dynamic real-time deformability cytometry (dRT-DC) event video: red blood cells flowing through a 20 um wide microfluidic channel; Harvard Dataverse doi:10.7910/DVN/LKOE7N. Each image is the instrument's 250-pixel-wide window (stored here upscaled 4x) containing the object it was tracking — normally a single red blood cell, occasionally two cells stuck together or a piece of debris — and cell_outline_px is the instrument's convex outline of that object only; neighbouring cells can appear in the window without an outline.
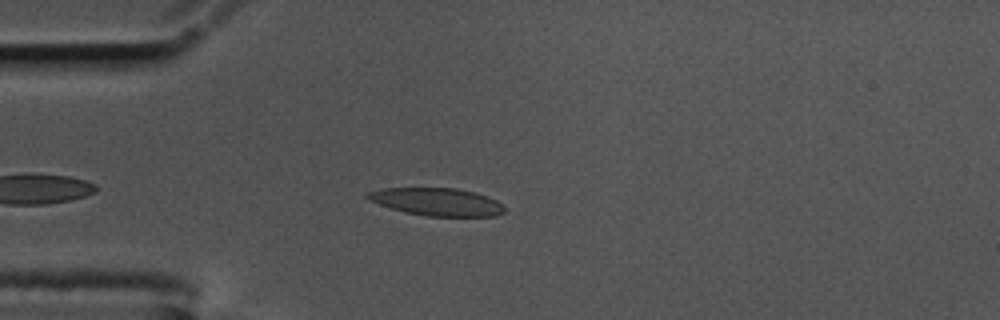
{"species": "common noctule bat (a hibernating species)", "species_latin": "Nyctalus noctula", "temperature_condition": "cold", "stored_images_in_passage": 41, "camera_frame_rate_fps": 3000, "um_per_image_px": 0.085, "animal": {"sex": "male", "body_mass_g": 17.5, "forearm_length_mm": 52.3}, "frame": {"image": 1, "passage_image": 7, "time_ms": 2.0, "image_size_px": [1000, 320], "cell_outline_px": [[504, 212], [496, 216], [428, 216], [404, 212], [368, 200], [364, 196], [368, 192], [384, 188], [456, 188], [476, 192], [488, 196], [504, 204]], "centroid_in_image_um": [37.17, 17.15], "position_along_channel_um": 47.8, "area_um2": 22.14}}
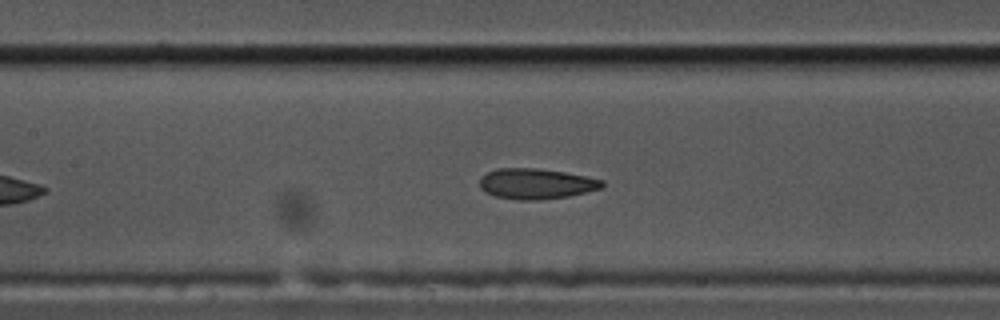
{"frame": {"image": 2, "passage_image": 18, "time_ms": 5.667, "image_size_px": [1000, 320], "cell_outline_px": [[604, 188], [568, 196], [536, 200], [520, 200], [496, 196], [484, 192], [480, 188], [480, 176], [496, 168], [536, 168], [564, 172], [604, 180]], "centroid_in_image_um": [45.56, 15.61], "position_along_channel_um": 161.8, "area_um2": 21.79}}
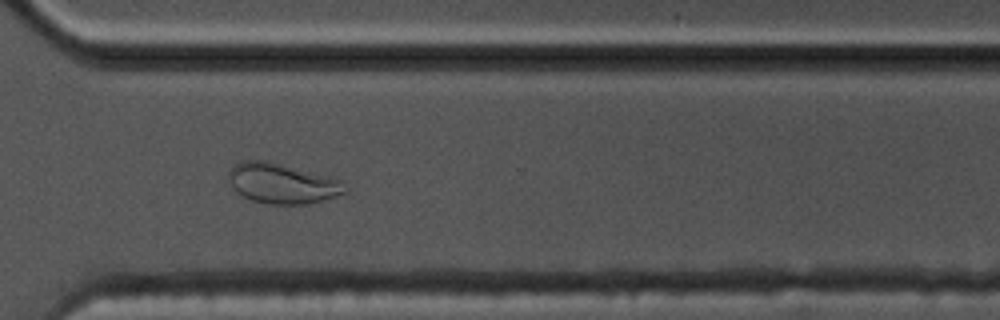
{"frame": {"image": 3, "passage_image": 34, "time_ms": 11.0, "image_size_px": [1000, 320], "cell_outline_px": [[348, 192], [324, 200], [308, 204], [268, 204], [252, 200], [236, 192], [232, 188], [228, 176], [228, 172], [240, 160], [264, 160], [328, 176], [340, 180], [348, 188]], "centroid_in_image_um": [23.98, 15.6], "position_along_channel_um": 346.6, "area_um2": 27.17}, "authors_computed_cell_mechanics": {"area_um2": 22.1374, "velocity_mm_per_s": 3.4713, "shape_relaxation_time_tau1_ms": null, "shape_relaxation_time_tau2_ms": 1.8386, "deformation_change_tau1": null, "deformation_change_tau2": 0.0717}}